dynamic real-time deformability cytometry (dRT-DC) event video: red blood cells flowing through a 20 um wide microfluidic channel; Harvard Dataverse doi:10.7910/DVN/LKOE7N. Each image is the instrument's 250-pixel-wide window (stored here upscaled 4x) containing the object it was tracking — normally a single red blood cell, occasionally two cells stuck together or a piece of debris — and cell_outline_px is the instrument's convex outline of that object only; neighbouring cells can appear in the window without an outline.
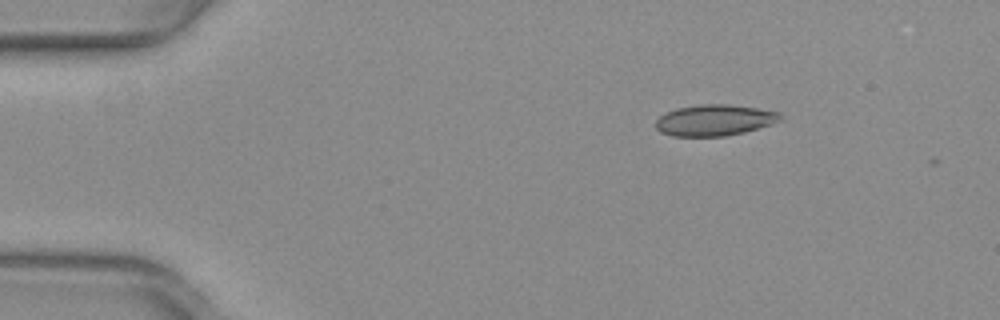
{"species": "common noctule bat (a hibernating species)", "species_latin": "Nyctalus noctula", "temperature_condition": "warm", "stored_images_in_passage": 2, "camera_frame_rate_fps": 3000, "um_per_image_px": 0.085, "animal": {"sex": "female", "body_mass_g": 29.2, "forearm_length_mm": 56.3}, "frame": {"image": 1, "passage_image": 1, "time_ms": 0.0, "image_size_px": [1000, 320], "cell_outline_px": [[784, 116], [780, 120], [772, 124], [744, 132], [724, 136], [672, 136], [660, 132], [656, 128], [656, 120], [660, 116], [676, 108], [700, 104], [728, 104], [756, 108], [780, 112]], "centroid_in_image_um": [60.75, 10.21], "position_along_channel_um": 24.3, "area_um2": 22.6}}